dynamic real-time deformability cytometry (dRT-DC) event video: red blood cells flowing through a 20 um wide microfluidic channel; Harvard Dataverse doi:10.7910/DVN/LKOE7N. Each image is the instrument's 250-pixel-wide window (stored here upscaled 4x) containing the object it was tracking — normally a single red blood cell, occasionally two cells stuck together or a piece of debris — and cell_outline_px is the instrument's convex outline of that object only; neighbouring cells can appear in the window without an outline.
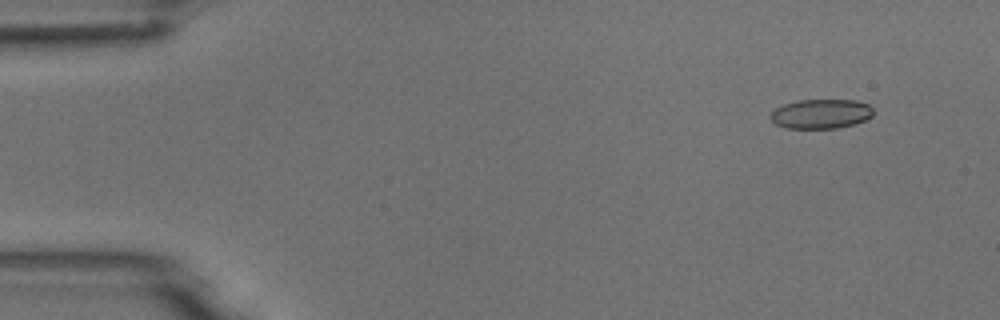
{"species": "common noctule bat (a hibernating species)", "species_latin": "Nyctalus noctula", "temperature_condition": "room temperature", "stored_images_in_passage": 5, "camera_frame_rate_fps": 3000, "um_per_image_px": 0.085, "animal": {"sex": "male", "body_mass_g": 18.8}, "frame": {"image": 1, "passage_image": 2, "time_ms": 1.333, "image_size_px": [1000, 320], "cell_outline_px": [[872, 116], [864, 120], [852, 124], [836, 128], [784, 128], [776, 124], [768, 116], [776, 108], [784, 104], [800, 100], [856, 100], [868, 104], [872, 108]], "centroid_in_image_um": [69.76, 9.67], "position_along_channel_um": 15.2, "area_um2": 17.51}}
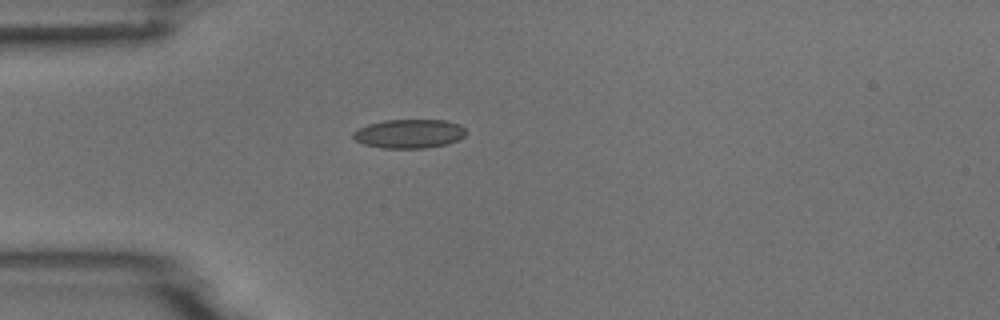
{"frame": {"image": 2, "passage_image": 5, "time_ms": 4.667, "image_size_px": [1000, 320], "cell_outline_px": [[464, 136], [460, 140], [448, 144], [424, 148], [380, 148], [364, 144], [356, 140], [352, 136], [352, 132], [356, 128], [368, 124], [384, 120], [444, 120], [460, 124], [464, 128]], "centroid_in_image_um": [34.76, 11.36], "position_along_channel_um": 50.2, "area_um2": 19.19}}